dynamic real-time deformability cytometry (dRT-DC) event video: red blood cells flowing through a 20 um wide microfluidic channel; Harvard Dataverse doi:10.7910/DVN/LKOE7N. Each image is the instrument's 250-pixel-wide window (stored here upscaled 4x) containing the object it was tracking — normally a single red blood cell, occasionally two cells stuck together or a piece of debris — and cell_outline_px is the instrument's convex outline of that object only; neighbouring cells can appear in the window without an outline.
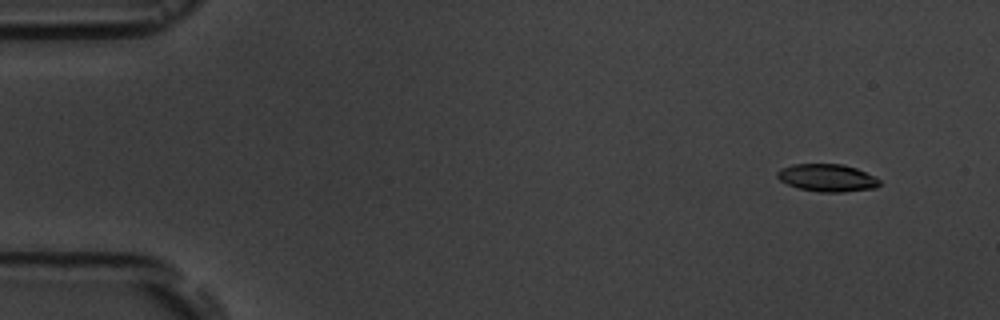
{"species": "common noctule bat (a hibernating species)", "species_latin": "Nyctalus noctula", "temperature_condition": "room temperature", "stored_images_in_passage": 17, "camera_frame_rate_fps": 3000, "um_per_image_px": 0.085, "animal": {"sex": "male", "body_mass_g": 19.5, "forearm_length_mm": 54.6}, "frame": {"image": 1, "passage_image": 2, "time_ms": 1.333, "image_size_px": [1000, 320], "cell_outline_px": [[880, 184], [876, 188], [844, 192], [820, 192], [800, 188], [788, 184], [780, 180], [776, 176], [776, 172], [780, 168], [792, 164], [844, 164], [856, 168], [880, 180]], "centroid_in_image_um": [70.29, 15.11], "position_along_channel_um": 14.7, "area_um2": 16.36}}
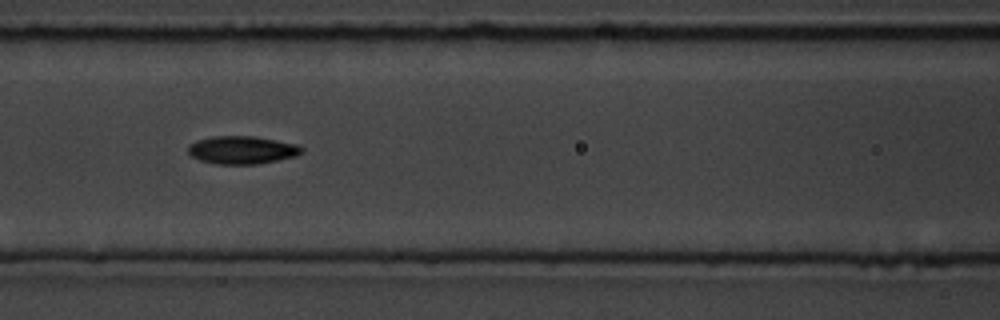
{"frame": {"image": 2, "passage_image": 8, "time_ms": 8.0, "image_size_px": [1000, 320], "cell_outline_px": [[304, 152], [296, 156], [256, 164], [216, 164], [200, 160], [192, 156], [188, 152], [188, 144], [196, 140], [212, 136], [256, 136], [300, 144], [304, 148]], "centroid_in_image_um": [20.6, 12.73], "position_along_channel_um": 146.0, "area_um2": 18.73}}
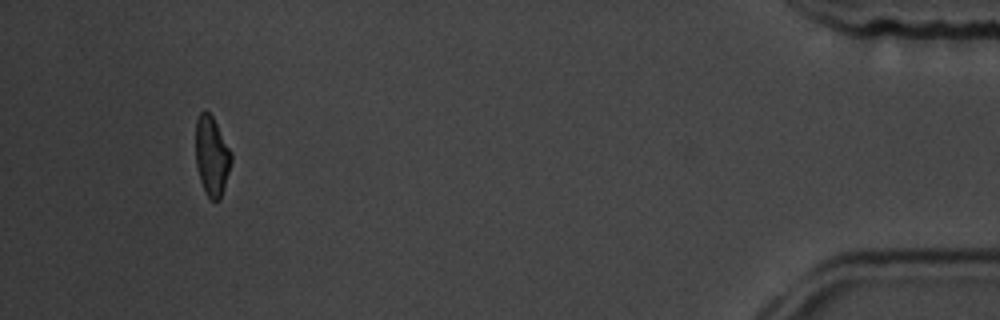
{"frame": {"image": 3, "passage_image": 16, "time_ms": 17.333, "image_size_px": [1000, 320], "cell_outline_px": [[232, 160], [220, 200], [212, 200], [208, 196], [200, 180], [196, 164], [196, 120], [200, 112], [204, 108], [212, 116], [232, 152]], "centroid_in_image_um": [18.0, 13.23], "position_along_channel_um": 417.2, "area_um2": 16.36}, "authors_computed_cell_mechanics": {"area_um2": 17.5712, "velocity_mm_per_s": 3.6729, "shape_relaxation_time_tau1_ms": 3.4988, "shape_relaxation_time_tau2_ms": 2.5342, "deformation_change_tau1": 0.1147, "deformation_change_tau2": 0.0795}}